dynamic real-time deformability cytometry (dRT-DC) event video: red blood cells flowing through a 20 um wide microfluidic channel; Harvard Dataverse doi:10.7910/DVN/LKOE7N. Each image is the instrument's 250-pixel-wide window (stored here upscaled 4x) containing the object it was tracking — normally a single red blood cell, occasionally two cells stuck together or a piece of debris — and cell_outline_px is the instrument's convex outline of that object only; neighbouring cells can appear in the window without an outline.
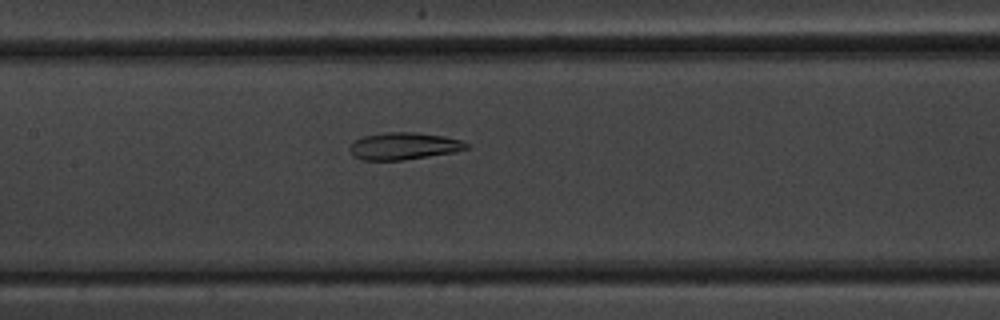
{"species": "common noctule bat (a hibernating species)", "species_latin": "Nyctalus noctula", "temperature_condition": "warm", "stored_images_in_passage": 58, "camera_frame_rate_fps": 3000, "um_per_image_px": 0.085, "animal": {"sex": "male", "body_mass_g": 20.1, "forearm_length_mm": 53.5}, "frame": {"image": 1, "passage_image": 28, "time_ms": 9.0, "image_size_px": [1000, 320], "cell_outline_px": [[468, 148], [452, 152], [404, 160], [360, 160], [352, 156], [348, 148], [356, 140], [364, 136], [384, 132], [416, 132], [444, 136], [464, 140], [468, 144]], "centroid_in_image_um": [34.3, 12.41], "position_along_channel_um": 173.1, "area_um2": 18.5}}
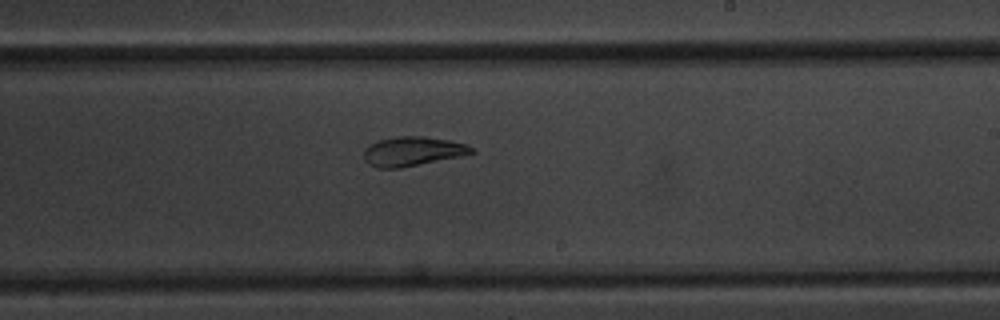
{"frame": {"image": 2, "passage_image": 35, "time_ms": 11.333, "image_size_px": [1000, 320], "cell_outline_px": [[476, 152], [460, 156], [400, 168], [376, 168], [368, 164], [364, 160], [364, 148], [368, 144], [376, 140], [396, 136], [424, 136], [448, 140], [464, 144], [472, 148]], "centroid_in_image_um": [34.99, 12.86], "position_along_channel_um": 254.0, "area_um2": 18.44}}
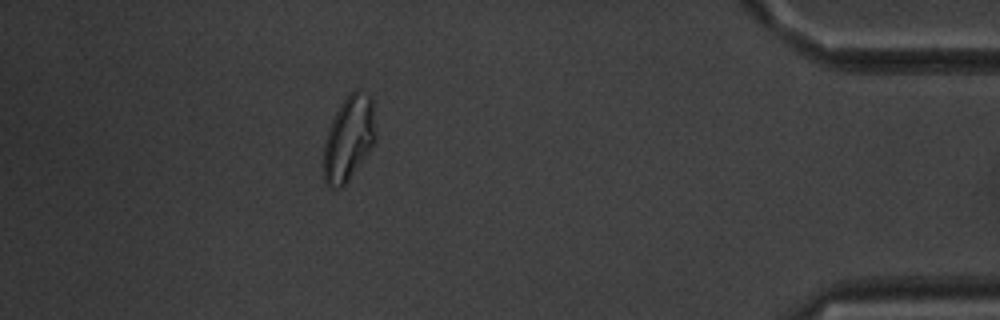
{"frame": {"image": 3, "passage_image": 52, "time_ms": 17.0, "image_size_px": [1000, 320], "cell_outline_px": [[376, 140], [368, 152], [348, 180], [340, 188], [332, 188], [324, 184], [324, 144], [328, 128], [340, 104], [356, 88], [372, 96], [376, 136]], "centroid_in_image_um": [29.65, 11.75], "position_along_channel_um": 405.6, "area_um2": 25.61}, "authors_computed_cell_mechanics": {"area_um2": 24.7095, "velocity_mm_per_s": 3.476, "shape_relaxation_time_tau1_ms": null, "shape_relaxation_time_tau2_ms": 2.6302, "deformation_change_tau1": null, "deformation_change_tau2": 0.0914}}